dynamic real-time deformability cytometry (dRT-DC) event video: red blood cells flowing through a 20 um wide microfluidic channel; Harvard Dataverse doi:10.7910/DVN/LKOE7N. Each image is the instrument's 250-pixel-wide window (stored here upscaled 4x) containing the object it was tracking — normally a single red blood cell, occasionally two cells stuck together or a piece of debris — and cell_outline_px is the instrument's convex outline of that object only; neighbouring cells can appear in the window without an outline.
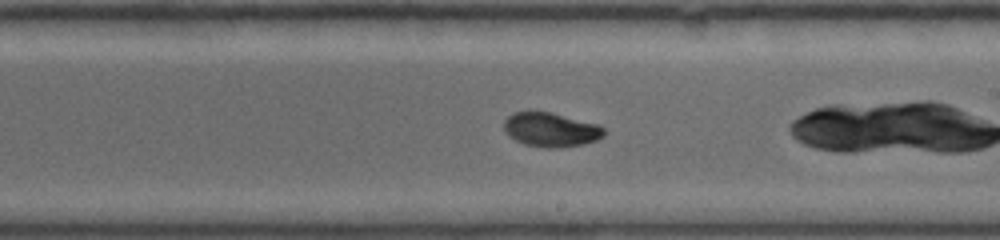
{"species": "common noctule bat (a hibernating species)", "species_latin": "Nyctalus noctula", "temperature_condition": "warm", "stored_images_in_passage": 27, "camera_frame_rate_fps": 4500, "um_per_image_px": 0.085, "animal": {"sex": "female", "body_mass_g": 19.0, "forearm_length_mm": 53.3}, "frame": {"image": 1, "passage_image": 12, "time_ms": 5.111, "image_size_px": [1000, 240], "cell_outline_px": [[604, 132], [596, 140], [584, 144], [560, 148], [544, 148], [524, 144], [516, 140], [504, 128], [504, 120], [508, 116], [516, 112], [528, 108], [548, 112], [596, 124], [604, 128]], "centroid_in_image_um": [46.77, 11.0], "position_along_channel_um": 242.2, "area_um2": 19.88}}